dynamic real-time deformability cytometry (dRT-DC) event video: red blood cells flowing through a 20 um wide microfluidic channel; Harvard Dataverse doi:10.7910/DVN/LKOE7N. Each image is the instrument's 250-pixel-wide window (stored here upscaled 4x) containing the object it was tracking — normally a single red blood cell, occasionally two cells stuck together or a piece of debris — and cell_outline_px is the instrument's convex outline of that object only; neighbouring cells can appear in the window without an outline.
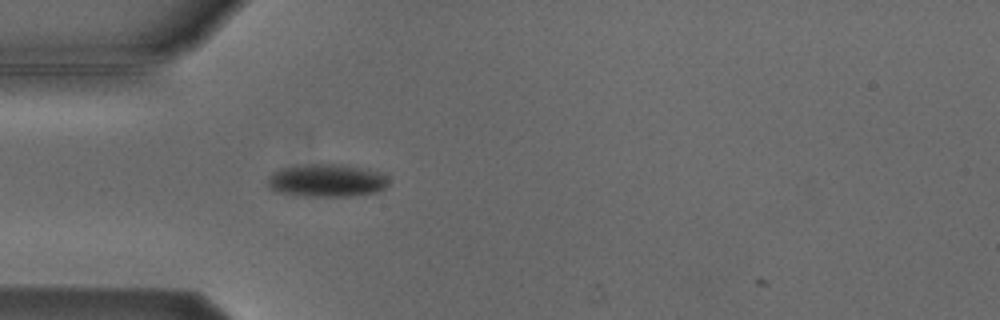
{"species": "Egyptian fruit bat (a non-hibernating species)", "species_latin": "Rousettus aegyptiacus", "temperature_condition": "cold", "stored_images_in_passage": 3, "camera_frame_rate_fps": 3000, "um_per_image_px": 0.085, "animal": {"sex": "male"}, "frame": {"image": 1, "passage_image": 3, "time_ms": 2.333, "image_size_px": [1000, 320], "cell_outline_px": [[388, 184], [384, 188], [376, 192], [348, 196], [304, 196], [272, 192], [268, 188], [268, 176], [272, 172], [280, 168], [308, 164], [340, 164], [380, 172], [388, 180]], "centroid_in_image_um": [27.69, 15.35], "position_along_channel_um": 57.3, "area_um2": 23.18}}